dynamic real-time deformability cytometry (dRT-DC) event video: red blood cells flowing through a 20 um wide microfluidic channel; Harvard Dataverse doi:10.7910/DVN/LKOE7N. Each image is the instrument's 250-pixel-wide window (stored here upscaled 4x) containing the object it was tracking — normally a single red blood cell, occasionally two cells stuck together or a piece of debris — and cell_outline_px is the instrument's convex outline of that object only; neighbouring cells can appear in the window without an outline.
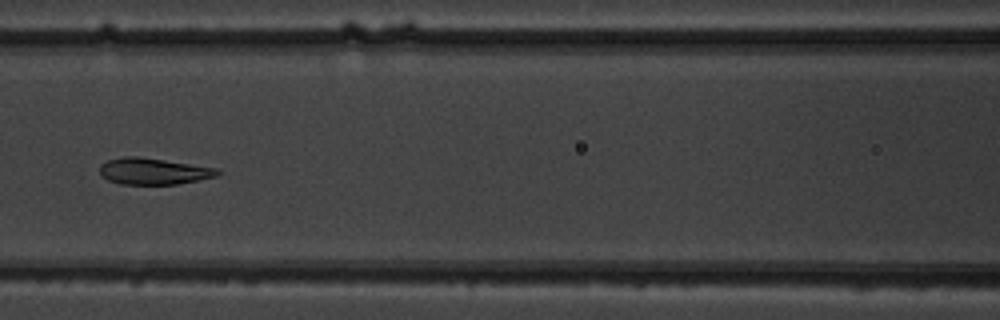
{"species": "common noctule bat (a hibernating species)", "species_latin": "Nyctalus noctula", "temperature_condition": "warm", "stored_images_in_passage": 4, "camera_frame_rate_fps": 3000, "um_per_image_px": 0.085, "animal": {"sex": "male", "body_mass_g": 19.5, "forearm_length_mm": 54.6}, "frame": {"image": 1, "passage_image": 4, "time_ms": 3.333, "image_size_px": [1000, 320], "cell_outline_px": [[220, 176], [176, 184], [120, 184], [108, 180], [100, 176], [100, 164], [108, 160], [124, 156], [140, 156], [216, 168], [220, 172]], "centroid_in_image_um": [13.02, 14.55], "position_along_channel_um": 153.6, "area_um2": 18.21}}